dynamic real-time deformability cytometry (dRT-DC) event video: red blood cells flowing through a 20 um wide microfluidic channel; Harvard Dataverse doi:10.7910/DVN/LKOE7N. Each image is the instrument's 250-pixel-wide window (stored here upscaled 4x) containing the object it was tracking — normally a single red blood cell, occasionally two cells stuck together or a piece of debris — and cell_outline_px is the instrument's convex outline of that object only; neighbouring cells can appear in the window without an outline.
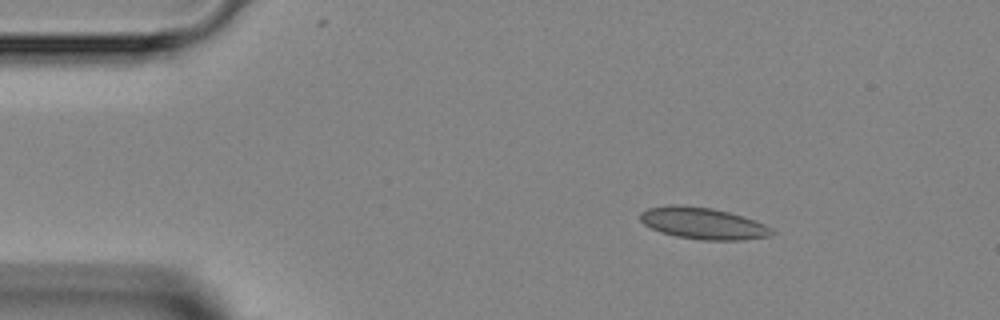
{"species": "Egyptian fruit bat (a non-hibernating species)", "species_latin": "Rousettus aegyptiacus", "temperature_condition": "room temperature", "stored_images_in_passage": 5, "camera_frame_rate_fps": 3000, "um_per_image_px": 0.085, "animal": {"sex": "female"}, "frame": {"image": 1, "passage_image": 1, "time_ms": 0.0, "image_size_px": [1000, 320], "cell_outline_px": [[772, 236], [744, 240], [704, 240], [676, 236], [660, 232], [644, 224], [640, 220], [640, 212], [648, 208], [668, 204], [676, 204], [712, 208], [744, 216], [764, 224], [772, 228]], "centroid_in_image_um": [59.74, 18.98], "position_along_channel_um": 25.3, "area_um2": 24.33}}
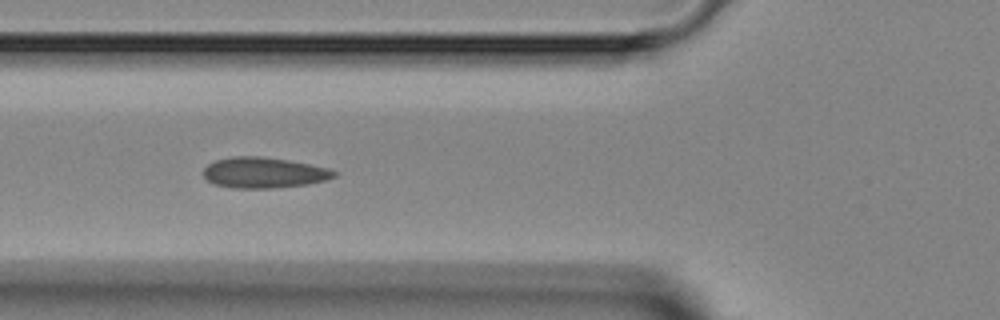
{"frame": {"image": 2, "passage_image": 4, "time_ms": 3.333, "image_size_px": [1000, 320], "cell_outline_px": [[336, 176], [324, 180], [308, 184], [272, 188], [232, 188], [212, 184], [204, 176], [204, 168], [208, 164], [216, 160], [232, 156], [260, 156], [288, 160], [328, 168], [336, 172]], "centroid_in_image_um": [22.39, 14.68], "position_along_channel_um": 103.4, "area_um2": 23.29}}
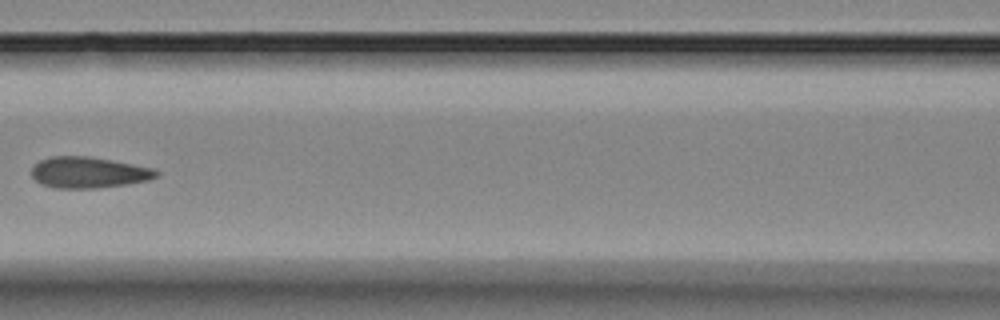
{"frame": {"image": 3, "passage_image": 5, "time_ms": 4.667, "image_size_px": [1000, 320], "cell_outline_px": [[160, 172], [156, 176], [148, 180], [128, 184], [96, 188], [56, 188], [40, 184], [32, 176], [32, 168], [40, 160], [52, 156], [84, 156], [112, 160], [152, 168]], "centroid_in_image_um": [7.51, 14.66], "position_along_channel_um": 159.1, "area_um2": 22.43}}